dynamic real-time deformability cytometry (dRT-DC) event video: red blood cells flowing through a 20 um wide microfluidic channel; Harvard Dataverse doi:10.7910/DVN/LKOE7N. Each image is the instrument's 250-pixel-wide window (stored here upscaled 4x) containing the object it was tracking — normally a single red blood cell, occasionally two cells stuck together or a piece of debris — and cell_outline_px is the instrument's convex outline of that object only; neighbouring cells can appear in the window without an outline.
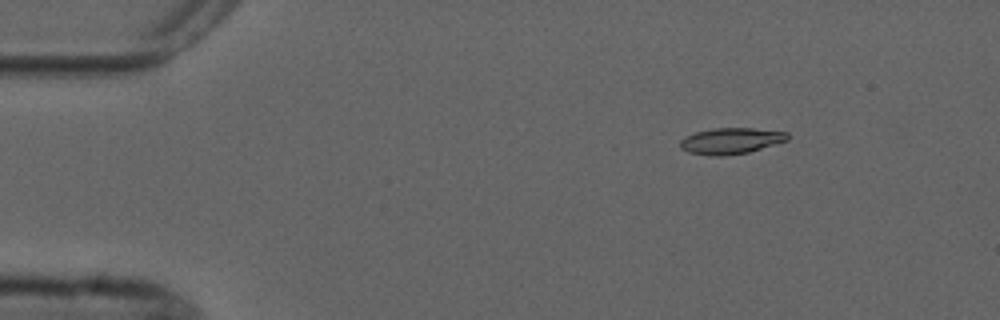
{"species": "common noctule bat (a hibernating species)", "species_latin": "Nyctalus noctula", "temperature_condition": "cold", "stored_images_in_passage": 5, "camera_frame_rate_fps": 3000, "um_per_image_px": 0.085, "animal": {"sex": "male", "forearm_length_mm": 52.5}, "frame": {"image": 1, "passage_image": 2, "time_ms": 1.333, "image_size_px": [1000, 320], "cell_outline_px": [[788, 140], [748, 152], [720, 156], [716, 156], [688, 152], [680, 148], [680, 140], [684, 136], [696, 132], [712, 128], [752, 128], [788, 132]], "centroid_in_image_um": [62.1, 11.96], "position_along_channel_um": 22.9, "area_um2": 16.24}}
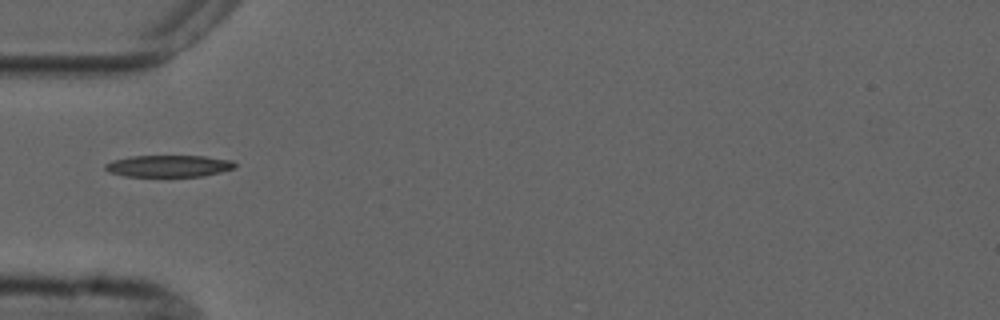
{"frame": {"image": 2, "passage_image": 5, "time_ms": 4.667, "image_size_px": [1000, 320], "cell_outline_px": [[236, 164], [232, 168], [220, 172], [204, 176], [124, 176], [108, 172], [104, 168], [104, 164], [112, 160], [132, 156], [204, 156], [232, 160]], "centroid_in_image_um": [14.29, 14.11], "position_along_channel_um": 70.7, "area_um2": 16.42}}